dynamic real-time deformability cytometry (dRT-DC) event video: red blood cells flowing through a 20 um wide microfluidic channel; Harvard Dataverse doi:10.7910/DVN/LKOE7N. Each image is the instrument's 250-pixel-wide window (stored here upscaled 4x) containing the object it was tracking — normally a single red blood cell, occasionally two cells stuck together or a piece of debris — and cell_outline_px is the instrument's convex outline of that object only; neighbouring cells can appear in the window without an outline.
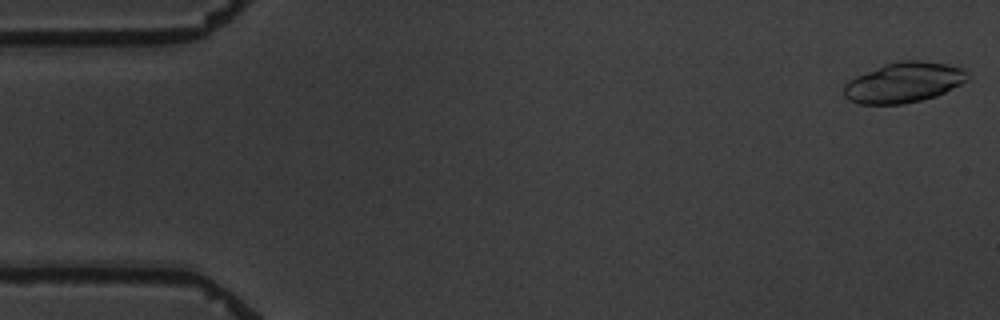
{"species": "common noctule bat (a hibernating species)", "species_latin": "Nyctalus noctula", "temperature_condition": "warm", "stored_images_in_passage": 4, "camera_frame_rate_fps": 3000, "um_per_image_px": 0.085, "animal": {"sex": "male", "body_mass_g": 19.5, "forearm_length_mm": 54.6}, "frame": {"image": 1, "passage_image": 1, "time_ms": 0.0, "image_size_px": [1000, 320], "cell_outline_px": [[972, 76], [960, 84], [936, 96], [904, 104], [860, 104], [848, 100], [844, 96], [844, 84], [848, 80], [856, 76], [884, 64], [900, 60], [920, 60], [948, 64], [964, 68]], "centroid_in_image_um": [76.83, 7.0], "position_along_channel_um": 8.2, "area_um2": 29.19}}